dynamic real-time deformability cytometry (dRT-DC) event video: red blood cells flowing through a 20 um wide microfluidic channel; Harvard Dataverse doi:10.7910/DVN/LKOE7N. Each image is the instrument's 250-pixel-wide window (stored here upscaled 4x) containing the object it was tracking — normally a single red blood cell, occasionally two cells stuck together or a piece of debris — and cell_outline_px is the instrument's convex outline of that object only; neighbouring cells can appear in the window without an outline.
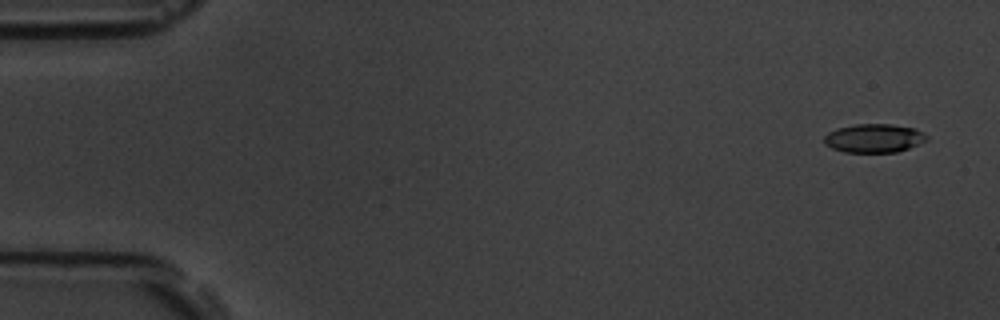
{"species": "common noctule bat (a hibernating species)", "species_latin": "Nyctalus noctula", "temperature_condition": "room temperature", "stored_images_in_passage": 4, "camera_frame_rate_fps": 3000, "um_per_image_px": 0.085, "animal": {"sex": "male", "body_mass_g": 19.5, "forearm_length_mm": 54.6}, "frame": {"image": 1, "passage_image": 1, "time_ms": 0.0, "image_size_px": [1000, 320], "cell_outline_px": [[928, 140], [908, 148], [896, 152], [844, 152], [832, 148], [824, 144], [824, 136], [828, 132], [836, 128], [856, 124], [892, 124], [916, 128], [928, 136]], "centroid_in_image_um": [74.28, 11.74], "position_along_channel_um": 10.7, "area_um2": 17.22}}